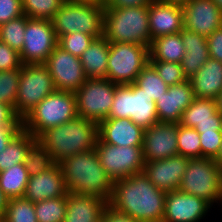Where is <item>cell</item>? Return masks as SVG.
Instances as JSON below:
<instances>
[{
	"label": "cell",
	"mask_w": 222,
	"mask_h": 222,
	"mask_svg": "<svg viewBox=\"0 0 222 222\" xmlns=\"http://www.w3.org/2000/svg\"><path fill=\"white\" fill-rule=\"evenodd\" d=\"M189 158L176 155L156 161H145L144 174L157 188L164 191L178 190Z\"/></svg>",
	"instance_id": "obj_18"
},
{
	"label": "cell",
	"mask_w": 222,
	"mask_h": 222,
	"mask_svg": "<svg viewBox=\"0 0 222 222\" xmlns=\"http://www.w3.org/2000/svg\"><path fill=\"white\" fill-rule=\"evenodd\" d=\"M35 141L36 137L22 128L0 153V172L16 164H24L27 150Z\"/></svg>",
	"instance_id": "obj_29"
},
{
	"label": "cell",
	"mask_w": 222,
	"mask_h": 222,
	"mask_svg": "<svg viewBox=\"0 0 222 222\" xmlns=\"http://www.w3.org/2000/svg\"><path fill=\"white\" fill-rule=\"evenodd\" d=\"M188 80L194 97L215 100L222 91V62L209 58Z\"/></svg>",
	"instance_id": "obj_23"
},
{
	"label": "cell",
	"mask_w": 222,
	"mask_h": 222,
	"mask_svg": "<svg viewBox=\"0 0 222 222\" xmlns=\"http://www.w3.org/2000/svg\"><path fill=\"white\" fill-rule=\"evenodd\" d=\"M53 79L44 64H22L14 110L23 120L46 96L55 91Z\"/></svg>",
	"instance_id": "obj_9"
},
{
	"label": "cell",
	"mask_w": 222,
	"mask_h": 222,
	"mask_svg": "<svg viewBox=\"0 0 222 222\" xmlns=\"http://www.w3.org/2000/svg\"><path fill=\"white\" fill-rule=\"evenodd\" d=\"M66 197H56L35 203L38 222H64L66 214Z\"/></svg>",
	"instance_id": "obj_34"
},
{
	"label": "cell",
	"mask_w": 222,
	"mask_h": 222,
	"mask_svg": "<svg viewBox=\"0 0 222 222\" xmlns=\"http://www.w3.org/2000/svg\"><path fill=\"white\" fill-rule=\"evenodd\" d=\"M23 14L22 0H0V25Z\"/></svg>",
	"instance_id": "obj_43"
},
{
	"label": "cell",
	"mask_w": 222,
	"mask_h": 222,
	"mask_svg": "<svg viewBox=\"0 0 222 222\" xmlns=\"http://www.w3.org/2000/svg\"><path fill=\"white\" fill-rule=\"evenodd\" d=\"M8 198L4 195L0 188V218L4 217Z\"/></svg>",
	"instance_id": "obj_50"
},
{
	"label": "cell",
	"mask_w": 222,
	"mask_h": 222,
	"mask_svg": "<svg viewBox=\"0 0 222 222\" xmlns=\"http://www.w3.org/2000/svg\"><path fill=\"white\" fill-rule=\"evenodd\" d=\"M198 132L222 131V122H206L197 124L194 128Z\"/></svg>",
	"instance_id": "obj_49"
},
{
	"label": "cell",
	"mask_w": 222,
	"mask_h": 222,
	"mask_svg": "<svg viewBox=\"0 0 222 222\" xmlns=\"http://www.w3.org/2000/svg\"><path fill=\"white\" fill-rule=\"evenodd\" d=\"M210 207L205 200L180 190L166 191L162 222H200Z\"/></svg>",
	"instance_id": "obj_16"
},
{
	"label": "cell",
	"mask_w": 222,
	"mask_h": 222,
	"mask_svg": "<svg viewBox=\"0 0 222 222\" xmlns=\"http://www.w3.org/2000/svg\"><path fill=\"white\" fill-rule=\"evenodd\" d=\"M194 98L189 80L168 87L167 91L156 100L159 122L179 123L183 111L193 102Z\"/></svg>",
	"instance_id": "obj_21"
},
{
	"label": "cell",
	"mask_w": 222,
	"mask_h": 222,
	"mask_svg": "<svg viewBox=\"0 0 222 222\" xmlns=\"http://www.w3.org/2000/svg\"><path fill=\"white\" fill-rule=\"evenodd\" d=\"M108 118H129L143 129L159 122L156 102L135 83L116 86Z\"/></svg>",
	"instance_id": "obj_8"
},
{
	"label": "cell",
	"mask_w": 222,
	"mask_h": 222,
	"mask_svg": "<svg viewBox=\"0 0 222 222\" xmlns=\"http://www.w3.org/2000/svg\"><path fill=\"white\" fill-rule=\"evenodd\" d=\"M149 5L104 8L103 36L109 43H132L150 47Z\"/></svg>",
	"instance_id": "obj_4"
},
{
	"label": "cell",
	"mask_w": 222,
	"mask_h": 222,
	"mask_svg": "<svg viewBox=\"0 0 222 222\" xmlns=\"http://www.w3.org/2000/svg\"><path fill=\"white\" fill-rule=\"evenodd\" d=\"M202 157L215 158L222 145V131L199 132Z\"/></svg>",
	"instance_id": "obj_41"
},
{
	"label": "cell",
	"mask_w": 222,
	"mask_h": 222,
	"mask_svg": "<svg viewBox=\"0 0 222 222\" xmlns=\"http://www.w3.org/2000/svg\"><path fill=\"white\" fill-rule=\"evenodd\" d=\"M77 116L75 93L55 90L22 120V127L37 137L46 129L62 125Z\"/></svg>",
	"instance_id": "obj_5"
},
{
	"label": "cell",
	"mask_w": 222,
	"mask_h": 222,
	"mask_svg": "<svg viewBox=\"0 0 222 222\" xmlns=\"http://www.w3.org/2000/svg\"><path fill=\"white\" fill-rule=\"evenodd\" d=\"M165 199L166 191L140 172L114 181L108 205L139 222H162Z\"/></svg>",
	"instance_id": "obj_1"
},
{
	"label": "cell",
	"mask_w": 222,
	"mask_h": 222,
	"mask_svg": "<svg viewBox=\"0 0 222 222\" xmlns=\"http://www.w3.org/2000/svg\"><path fill=\"white\" fill-rule=\"evenodd\" d=\"M178 155L188 158L202 157L199 132L191 127H185L178 123L177 127Z\"/></svg>",
	"instance_id": "obj_32"
},
{
	"label": "cell",
	"mask_w": 222,
	"mask_h": 222,
	"mask_svg": "<svg viewBox=\"0 0 222 222\" xmlns=\"http://www.w3.org/2000/svg\"><path fill=\"white\" fill-rule=\"evenodd\" d=\"M213 1L219 7V9L222 11V0H213Z\"/></svg>",
	"instance_id": "obj_55"
},
{
	"label": "cell",
	"mask_w": 222,
	"mask_h": 222,
	"mask_svg": "<svg viewBox=\"0 0 222 222\" xmlns=\"http://www.w3.org/2000/svg\"><path fill=\"white\" fill-rule=\"evenodd\" d=\"M144 129L129 118H106L98 124V139L116 146H143Z\"/></svg>",
	"instance_id": "obj_20"
},
{
	"label": "cell",
	"mask_w": 222,
	"mask_h": 222,
	"mask_svg": "<svg viewBox=\"0 0 222 222\" xmlns=\"http://www.w3.org/2000/svg\"><path fill=\"white\" fill-rule=\"evenodd\" d=\"M98 123L75 117L62 125L46 129L36 140L48 151L55 163L80 152L95 149Z\"/></svg>",
	"instance_id": "obj_3"
},
{
	"label": "cell",
	"mask_w": 222,
	"mask_h": 222,
	"mask_svg": "<svg viewBox=\"0 0 222 222\" xmlns=\"http://www.w3.org/2000/svg\"><path fill=\"white\" fill-rule=\"evenodd\" d=\"M217 110L222 114V91L215 99Z\"/></svg>",
	"instance_id": "obj_53"
},
{
	"label": "cell",
	"mask_w": 222,
	"mask_h": 222,
	"mask_svg": "<svg viewBox=\"0 0 222 222\" xmlns=\"http://www.w3.org/2000/svg\"><path fill=\"white\" fill-rule=\"evenodd\" d=\"M116 86L106 78H88L74 92L78 116L98 124L108 118Z\"/></svg>",
	"instance_id": "obj_11"
},
{
	"label": "cell",
	"mask_w": 222,
	"mask_h": 222,
	"mask_svg": "<svg viewBox=\"0 0 222 222\" xmlns=\"http://www.w3.org/2000/svg\"><path fill=\"white\" fill-rule=\"evenodd\" d=\"M149 63L169 87L187 80L180 63L163 61H149Z\"/></svg>",
	"instance_id": "obj_40"
},
{
	"label": "cell",
	"mask_w": 222,
	"mask_h": 222,
	"mask_svg": "<svg viewBox=\"0 0 222 222\" xmlns=\"http://www.w3.org/2000/svg\"><path fill=\"white\" fill-rule=\"evenodd\" d=\"M183 8L184 28L208 37L222 27V11L213 0H190Z\"/></svg>",
	"instance_id": "obj_17"
},
{
	"label": "cell",
	"mask_w": 222,
	"mask_h": 222,
	"mask_svg": "<svg viewBox=\"0 0 222 222\" xmlns=\"http://www.w3.org/2000/svg\"><path fill=\"white\" fill-rule=\"evenodd\" d=\"M44 65L53 79L56 90L75 92L88 79L80 58L64 51L58 45Z\"/></svg>",
	"instance_id": "obj_14"
},
{
	"label": "cell",
	"mask_w": 222,
	"mask_h": 222,
	"mask_svg": "<svg viewBox=\"0 0 222 222\" xmlns=\"http://www.w3.org/2000/svg\"><path fill=\"white\" fill-rule=\"evenodd\" d=\"M28 180L24 164H16L0 172V188L8 199L23 197Z\"/></svg>",
	"instance_id": "obj_30"
},
{
	"label": "cell",
	"mask_w": 222,
	"mask_h": 222,
	"mask_svg": "<svg viewBox=\"0 0 222 222\" xmlns=\"http://www.w3.org/2000/svg\"><path fill=\"white\" fill-rule=\"evenodd\" d=\"M148 22L151 40L159 36L179 33L184 28L183 8L154 0L149 5Z\"/></svg>",
	"instance_id": "obj_22"
},
{
	"label": "cell",
	"mask_w": 222,
	"mask_h": 222,
	"mask_svg": "<svg viewBox=\"0 0 222 222\" xmlns=\"http://www.w3.org/2000/svg\"><path fill=\"white\" fill-rule=\"evenodd\" d=\"M55 162L48 151L36 140L27 150L25 168L29 176L40 174L52 167Z\"/></svg>",
	"instance_id": "obj_36"
},
{
	"label": "cell",
	"mask_w": 222,
	"mask_h": 222,
	"mask_svg": "<svg viewBox=\"0 0 222 222\" xmlns=\"http://www.w3.org/2000/svg\"><path fill=\"white\" fill-rule=\"evenodd\" d=\"M95 38L89 34L74 32L65 34L58 39V46L73 56L81 57Z\"/></svg>",
	"instance_id": "obj_39"
},
{
	"label": "cell",
	"mask_w": 222,
	"mask_h": 222,
	"mask_svg": "<svg viewBox=\"0 0 222 222\" xmlns=\"http://www.w3.org/2000/svg\"><path fill=\"white\" fill-rule=\"evenodd\" d=\"M72 2H80V3H89V4H97L100 6H105L106 3L103 0H68Z\"/></svg>",
	"instance_id": "obj_52"
},
{
	"label": "cell",
	"mask_w": 222,
	"mask_h": 222,
	"mask_svg": "<svg viewBox=\"0 0 222 222\" xmlns=\"http://www.w3.org/2000/svg\"><path fill=\"white\" fill-rule=\"evenodd\" d=\"M4 217L8 222H38L35 203L24 197L8 199Z\"/></svg>",
	"instance_id": "obj_35"
},
{
	"label": "cell",
	"mask_w": 222,
	"mask_h": 222,
	"mask_svg": "<svg viewBox=\"0 0 222 222\" xmlns=\"http://www.w3.org/2000/svg\"><path fill=\"white\" fill-rule=\"evenodd\" d=\"M21 66L19 53L0 40V71L18 70Z\"/></svg>",
	"instance_id": "obj_42"
},
{
	"label": "cell",
	"mask_w": 222,
	"mask_h": 222,
	"mask_svg": "<svg viewBox=\"0 0 222 222\" xmlns=\"http://www.w3.org/2000/svg\"><path fill=\"white\" fill-rule=\"evenodd\" d=\"M95 151L100 165L113 181L143 172L145 159L142 146H116L98 139Z\"/></svg>",
	"instance_id": "obj_12"
},
{
	"label": "cell",
	"mask_w": 222,
	"mask_h": 222,
	"mask_svg": "<svg viewBox=\"0 0 222 222\" xmlns=\"http://www.w3.org/2000/svg\"><path fill=\"white\" fill-rule=\"evenodd\" d=\"M178 123L157 122L144 129L143 156L145 161H156L178 155Z\"/></svg>",
	"instance_id": "obj_15"
},
{
	"label": "cell",
	"mask_w": 222,
	"mask_h": 222,
	"mask_svg": "<svg viewBox=\"0 0 222 222\" xmlns=\"http://www.w3.org/2000/svg\"><path fill=\"white\" fill-rule=\"evenodd\" d=\"M215 162L222 168V145L218 152V155L214 158Z\"/></svg>",
	"instance_id": "obj_54"
},
{
	"label": "cell",
	"mask_w": 222,
	"mask_h": 222,
	"mask_svg": "<svg viewBox=\"0 0 222 222\" xmlns=\"http://www.w3.org/2000/svg\"><path fill=\"white\" fill-rule=\"evenodd\" d=\"M22 128V125H4L0 127V153L5 150L8 143Z\"/></svg>",
	"instance_id": "obj_47"
},
{
	"label": "cell",
	"mask_w": 222,
	"mask_h": 222,
	"mask_svg": "<svg viewBox=\"0 0 222 222\" xmlns=\"http://www.w3.org/2000/svg\"><path fill=\"white\" fill-rule=\"evenodd\" d=\"M109 57V42L103 36L94 39L80 57L87 78H106Z\"/></svg>",
	"instance_id": "obj_26"
},
{
	"label": "cell",
	"mask_w": 222,
	"mask_h": 222,
	"mask_svg": "<svg viewBox=\"0 0 222 222\" xmlns=\"http://www.w3.org/2000/svg\"><path fill=\"white\" fill-rule=\"evenodd\" d=\"M27 16L25 14L0 25V40L18 53L21 52L24 43Z\"/></svg>",
	"instance_id": "obj_33"
},
{
	"label": "cell",
	"mask_w": 222,
	"mask_h": 222,
	"mask_svg": "<svg viewBox=\"0 0 222 222\" xmlns=\"http://www.w3.org/2000/svg\"><path fill=\"white\" fill-rule=\"evenodd\" d=\"M154 0H110L104 8H124L150 5Z\"/></svg>",
	"instance_id": "obj_48"
},
{
	"label": "cell",
	"mask_w": 222,
	"mask_h": 222,
	"mask_svg": "<svg viewBox=\"0 0 222 222\" xmlns=\"http://www.w3.org/2000/svg\"><path fill=\"white\" fill-rule=\"evenodd\" d=\"M185 47L180 32L156 37L149 47V61L180 63Z\"/></svg>",
	"instance_id": "obj_27"
},
{
	"label": "cell",
	"mask_w": 222,
	"mask_h": 222,
	"mask_svg": "<svg viewBox=\"0 0 222 222\" xmlns=\"http://www.w3.org/2000/svg\"><path fill=\"white\" fill-rule=\"evenodd\" d=\"M4 125H22L12 105L0 102V127Z\"/></svg>",
	"instance_id": "obj_45"
},
{
	"label": "cell",
	"mask_w": 222,
	"mask_h": 222,
	"mask_svg": "<svg viewBox=\"0 0 222 222\" xmlns=\"http://www.w3.org/2000/svg\"><path fill=\"white\" fill-rule=\"evenodd\" d=\"M64 0H22L23 13L32 19L52 20Z\"/></svg>",
	"instance_id": "obj_37"
},
{
	"label": "cell",
	"mask_w": 222,
	"mask_h": 222,
	"mask_svg": "<svg viewBox=\"0 0 222 222\" xmlns=\"http://www.w3.org/2000/svg\"><path fill=\"white\" fill-rule=\"evenodd\" d=\"M57 45L52 20L27 17L23 48L19 53L22 64H44Z\"/></svg>",
	"instance_id": "obj_13"
},
{
	"label": "cell",
	"mask_w": 222,
	"mask_h": 222,
	"mask_svg": "<svg viewBox=\"0 0 222 222\" xmlns=\"http://www.w3.org/2000/svg\"><path fill=\"white\" fill-rule=\"evenodd\" d=\"M185 55L180 65L187 80L191 78L210 58L206 37L183 28L180 31Z\"/></svg>",
	"instance_id": "obj_25"
},
{
	"label": "cell",
	"mask_w": 222,
	"mask_h": 222,
	"mask_svg": "<svg viewBox=\"0 0 222 222\" xmlns=\"http://www.w3.org/2000/svg\"><path fill=\"white\" fill-rule=\"evenodd\" d=\"M20 81V69L0 71V102L15 107Z\"/></svg>",
	"instance_id": "obj_38"
},
{
	"label": "cell",
	"mask_w": 222,
	"mask_h": 222,
	"mask_svg": "<svg viewBox=\"0 0 222 222\" xmlns=\"http://www.w3.org/2000/svg\"><path fill=\"white\" fill-rule=\"evenodd\" d=\"M52 24L58 39L77 31L95 39L103 37L104 6L64 0Z\"/></svg>",
	"instance_id": "obj_6"
},
{
	"label": "cell",
	"mask_w": 222,
	"mask_h": 222,
	"mask_svg": "<svg viewBox=\"0 0 222 222\" xmlns=\"http://www.w3.org/2000/svg\"><path fill=\"white\" fill-rule=\"evenodd\" d=\"M178 190L222 205V168L213 158H189Z\"/></svg>",
	"instance_id": "obj_7"
},
{
	"label": "cell",
	"mask_w": 222,
	"mask_h": 222,
	"mask_svg": "<svg viewBox=\"0 0 222 222\" xmlns=\"http://www.w3.org/2000/svg\"><path fill=\"white\" fill-rule=\"evenodd\" d=\"M134 83L155 102L169 87L149 62L139 73Z\"/></svg>",
	"instance_id": "obj_31"
},
{
	"label": "cell",
	"mask_w": 222,
	"mask_h": 222,
	"mask_svg": "<svg viewBox=\"0 0 222 222\" xmlns=\"http://www.w3.org/2000/svg\"><path fill=\"white\" fill-rule=\"evenodd\" d=\"M0 222H8L5 217L0 218Z\"/></svg>",
	"instance_id": "obj_56"
},
{
	"label": "cell",
	"mask_w": 222,
	"mask_h": 222,
	"mask_svg": "<svg viewBox=\"0 0 222 222\" xmlns=\"http://www.w3.org/2000/svg\"><path fill=\"white\" fill-rule=\"evenodd\" d=\"M106 4L110 1V0H103Z\"/></svg>",
	"instance_id": "obj_57"
},
{
	"label": "cell",
	"mask_w": 222,
	"mask_h": 222,
	"mask_svg": "<svg viewBox=\"0 0 222 222\" xmlns=\"http://www.w3.org/2000/svg\"><path fill=\"white\" fill-rule=\"evenodd\" d=\"M64 222H98L107 206L104 200L88 195L68 192Z\"/></svg>",
	"instance_id": "obj_24"
},
{
	"label": "cell",
	"mask_w": 222,
	"mask_h": 222,
	"mask_svg": "<svg viewBox=\"0 0 222 222\" xmlns=\"http://www.w3.org/2000/svg\"><path fill=\"white\" fill-rule=\"evenodd\" d=\"M58 164L67 192L98 197L109 203L114 181L100 165L95 149L67 157Z\"/></svg>",
	"instance_id": "obj_2"
},
{
	"label": "cell",
	"mask_w": 222,
	"mask_h": 222,
	"mask_svg": "<svg viewBox=\"0 0 222 222\" xmlns=\"http://www.w3.org/2000/svg\"><path fill=\"white\" fill-rule=\"evenodd\" d=\"M67 193L61 168L55 163L48 170L29 176L23 197L37 203L56 197H66Z\"/></svg>",
	"instance_id": "obj_19"
},
{
	"label": "cell",
	"mask_w": 222,
	"mask_h": 222,
	"mask_svg": "<svg viewBox=\"0 0 222 222\" xmlns=\"http://www.w3.org/2000/svg\"><path fill=\"white\" fill-rule=\"evenodd\" d=\"M206 122H222V114L217 110L214 99L195 97L183 111L179 124L195 128L197 124Z\"/></svg>",
	"instance_id": "obj_28"
},
{
	"label": "cell",
	"mask_w": 222,
	"mask_h": 222,
	"mask_svg": "<svg viewBox=\"0 0 222 222\" xmlns=\"http://www.w3.org/2000/svg\"><path fill=\"white\" fill-rule=\"evenodd\" d=\"M163 3H169L172 5L185 6L190 0H158Z\"/></svg>",
	"instance_id": "obj_51"
},
{
	"label": "cell",
	"mask_w": 222,
	"mask_h": 222,
	"mask_svg": "<svg viewBox=\"0 0 222 222\" xmlns=\"http://www.w3.org/2000/svg\"><path fill=\"white\" fill-rule=\"evenodd\" d=\"M149 62V47L132 43H109L107 79L130 85Z\"/></svg>",
	"instance_id": "obj_10"
},
{
	"label": "cell",
	"mask_w": 222,
	"mask_h": 222,
	"mask_svg": "<svg viewBox=\"0 0 222 222\" xmlns=\"http://www.w3.org/2000/svg\"><path fill=\"white\" fill-rule=\"evenodd\" d=\"M102 222H139L130 215L118 212L107 204L102 214Z\"/></svg>",
	"instance_id": "obj_46"
},
{
	"label": "cell",
	"mask_w": 222,
	"mask_h": 222,
	"mask_svg": "<svg viewBox=\"0 0 222 222\" xmlns=\"http://www.w3.org/2000/svg\"><path fill=\"white\" fill-rule=\"evenodd\" d=\"M206 40L209 57L222 62V27L210 34Z\"/></svg>",
	"instance_id": "obj_44"
}]
</instances>
